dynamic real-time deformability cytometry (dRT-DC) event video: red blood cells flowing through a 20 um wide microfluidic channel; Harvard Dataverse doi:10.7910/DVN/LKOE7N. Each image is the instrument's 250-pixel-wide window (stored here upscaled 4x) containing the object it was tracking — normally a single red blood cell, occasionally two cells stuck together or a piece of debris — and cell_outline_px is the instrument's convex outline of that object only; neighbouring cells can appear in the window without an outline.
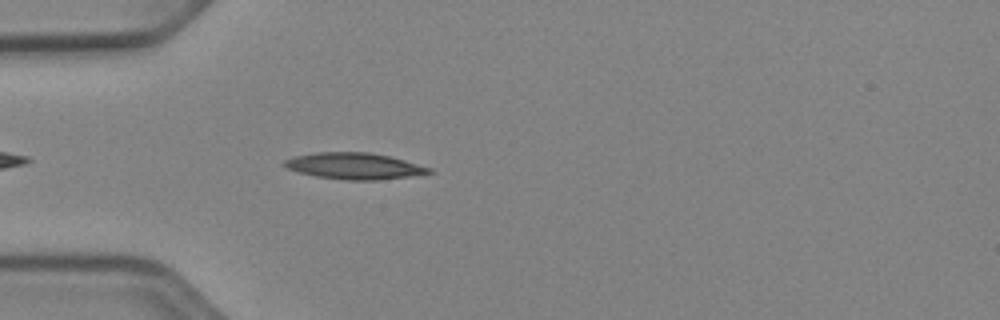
{"species": "Egyptian fruit bat (a non-hibernating species)", "species_latin": "Rousettus aegyptiacus", "temperature_condition": "cold", "stored_images_in_passage": 36, "camera_frame_rate_fps": 3000, "um_per_image_px": 0.085, "animal": {"sex": "female"}, "frame": {"image": 1, "passage_image": 4, "time_ms": 1.0, "image_size_px": [1000, 320], "cell_outline_px": [[436, 172], [408, 176], [376, 180], [344, 180], [316, 176], [300, 172], [288, 168], [280, 164], [284, 160], [296, 156], [316, 152], [368, 152], [388, 156], [404, 160], [432, 168]], "centroid_in_image_um": [30.11, 14.11], "position_along_channel_um": 54.9, "area_um2": 22.08}}
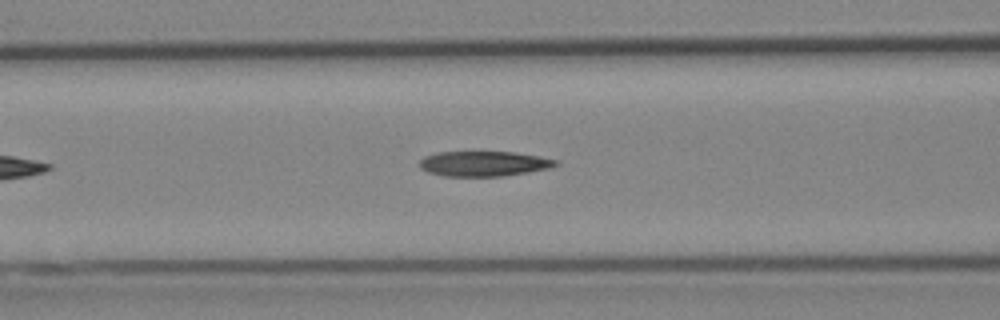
{"frame": {"image": 2, "passage_image": 10, "time_ms": 3.0, "image_size_px": [1000, 320], "cell_outline_px": [[560, 164], [548, 168], [528, 172], [500, 176], [444, 176], [428, 172], [420, 168], [420, 160], [424, 156], [436, 152], [512, 152], [536, 156], [556, 160]], "centroid_in_image_um": [41.07, 13.91], "position_along_channel_um": 125.5, "area_um2": 19.71}}
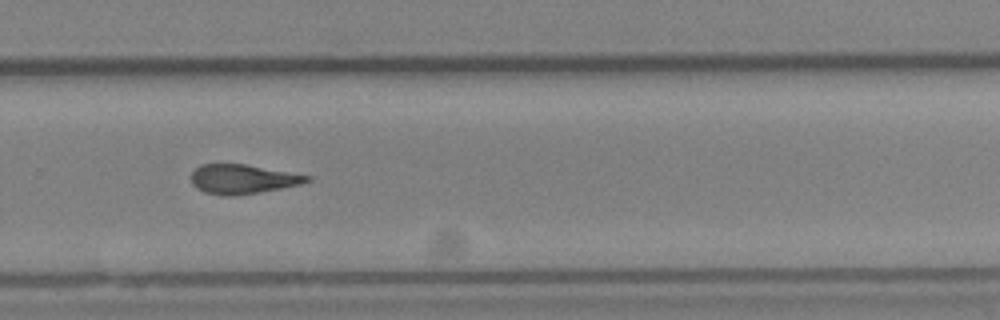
{"frame": {"image": 3, "passage_image": 24, "time_ms": 7.667, "image_size_px": [1000, 320], "cell_outline_px": [[312, 180], [300, 184], [280, 188], [236, 196], [224, 196], [204, 192], [196, 188], [192, 184], [192, 172], [200, 164], [244, 164], [312, 176]], "centroid_in_image_um": [20.61, 15.23], "position_along_channel_um": 309.2, "area_um2": 19.71}, "authors_computed_cell_mechanics": {"area_um2": 20.4901, "velocity_mm_per_s": 3.9367, "shape_relaxation_time_tau1_ms": 10.2033, "shape_relaxation_time_tau2_ms": 7.4335, "deformation_change_tau1": 0.2509, "deformation_change_tau2": 0.2048}}